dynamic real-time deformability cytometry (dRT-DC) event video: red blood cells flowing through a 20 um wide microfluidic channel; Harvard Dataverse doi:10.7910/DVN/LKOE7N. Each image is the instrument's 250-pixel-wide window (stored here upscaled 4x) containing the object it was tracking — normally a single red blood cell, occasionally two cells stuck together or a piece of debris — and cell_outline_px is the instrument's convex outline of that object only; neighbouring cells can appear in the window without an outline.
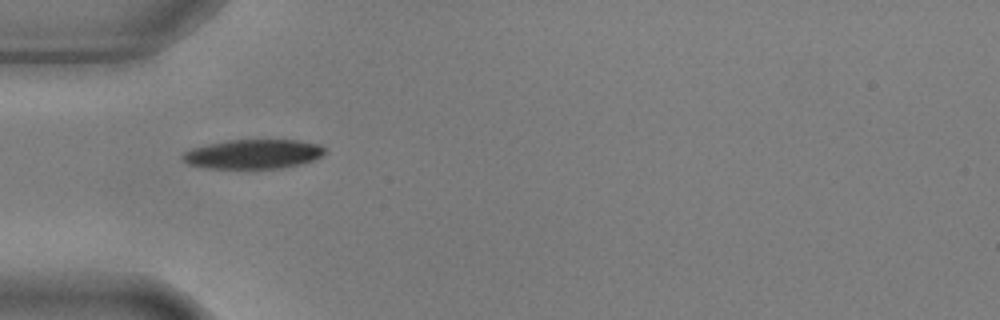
{"species": "common noctule bat (a hibernating species)", "species_latin": "Nyctalus noctula", "temperature_condition": "warm", "stored_images_in_passage": 8, "camera_frame_rate_fps": 3000, "um_per_image_px": 0.085, "animal": {"sex": "male", "body_mass_g": 17.9, "forearm_length_mm": 54.2}, "frame": {"image": 1, "passage_image": 5, "time_ms": 1.333, "image_size_px": [1000, 320], "cell_outline_px": [[328, 152], [324, 156], [300, 164], [280, 168], [208, 168], [188, 164], [180, 156], [184, 152], [192, 148], [208, 144], [228, 140], [300, 140], [320, 144]], "centroid_in_image_um": [21.57, 13.09], "position_along_channel_um": 63.4, "area_um2": 24.39}}
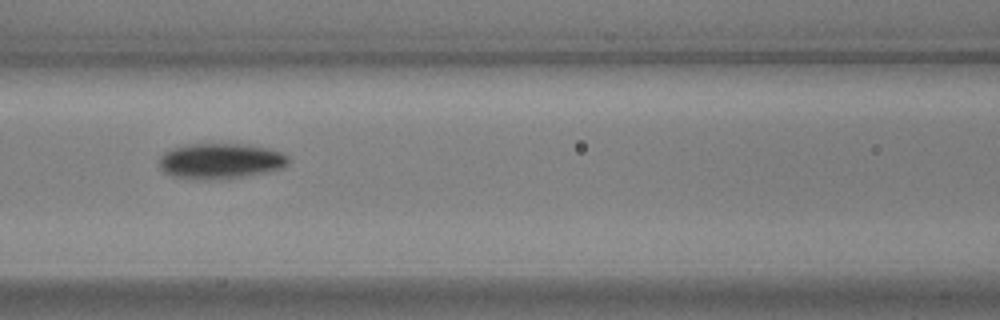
{"frame": {"image": 2, "passage_image": 7, "time_ms": 2.0, "image_size_px": [1000, 320], "cell_outline_px": [[288, 164], [284, 168], [268, 172], [224, 180], [200, 180], [172, 176], [164, 172], [160, 168], [160, 156], [164, 152], [172, 148], [192, 144], [248, 144], [284, 152], [288, 156]], "centroid_in_image_um": [18.77, 13.7], "position_along_channel_um": 147.8, "area_um2": 27.17}}
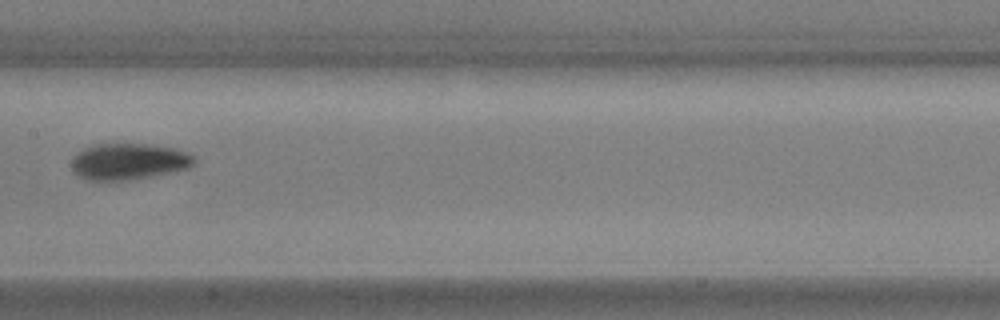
{"frame": {"image": 3, "passage_image": 8, "time_ms": 2.333, "image_size_px": [1000, 320], "cell_outline_px": [[196, 160], [188, 168], [176, 172], [128, 180], [88, 180], [76, 176], [72, 172], [72, 160], [76, 152], [92, 144], [148, 144], [176, 148], [192, 156]], "centroid_in_image_um": [10.9, 13.73], "position_along_channel_um": 196.5, "area_um2": 26.18}}